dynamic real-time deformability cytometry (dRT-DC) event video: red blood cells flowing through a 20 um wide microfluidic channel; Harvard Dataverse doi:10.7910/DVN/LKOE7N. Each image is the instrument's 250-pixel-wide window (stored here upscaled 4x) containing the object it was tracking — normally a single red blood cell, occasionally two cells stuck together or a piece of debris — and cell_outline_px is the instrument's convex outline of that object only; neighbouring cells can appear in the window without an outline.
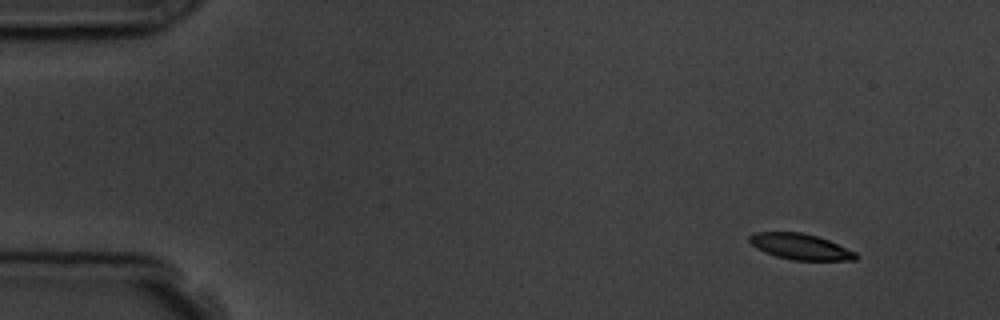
{"species": "common noctule bat (a hibernating species)", "species_latin": "Nyctalus noctula", "temperature_condition": "room temperature", "stored_images_in_passage": 4, "camera_frame_rate_fps": 3000, "um_per_image_px": 0.085, "animal": {"sex": "male", "body_mass_g": 19.5, "forearm_length_mm": 54.6}, "frame": {"image": 1, "passage_image": 1, "time_ms": 0.0, "image_size_px": [1000, 320], "cell_outline_px": [[860, 256], [856, 260], [792, 260], [776, 256], [764, 252], [756, 248], [748, 240], [748, 236], [756, 232], [800, 232], [816, 236], [828, 240], [856, 252]], "centroid_in_image_um": [68.03, 20.97], "position_along_channel_um": 17.0, "area_um2": 16.01}}
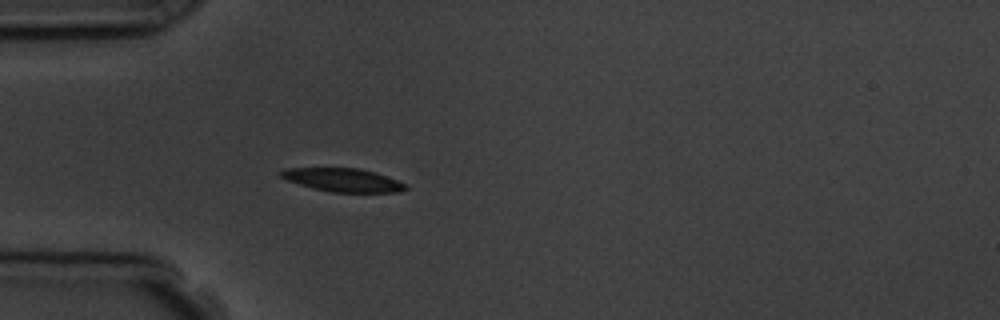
{"frame": {"image": 2, "passage_image": 4, "time_ms": 3.667, "image_size_px": [1000, 320], "cell_outline_px": [[408, 188], [400, 192], [332, 192], [312, 188], [288, 180], [280, 176], [276, 172], [284, 168], [360, 168], [408, 184]], "centroid_in_image_um": [29.12, 15.3], "position_along_channel_um": 55.9, "area_um2": 16.88}}